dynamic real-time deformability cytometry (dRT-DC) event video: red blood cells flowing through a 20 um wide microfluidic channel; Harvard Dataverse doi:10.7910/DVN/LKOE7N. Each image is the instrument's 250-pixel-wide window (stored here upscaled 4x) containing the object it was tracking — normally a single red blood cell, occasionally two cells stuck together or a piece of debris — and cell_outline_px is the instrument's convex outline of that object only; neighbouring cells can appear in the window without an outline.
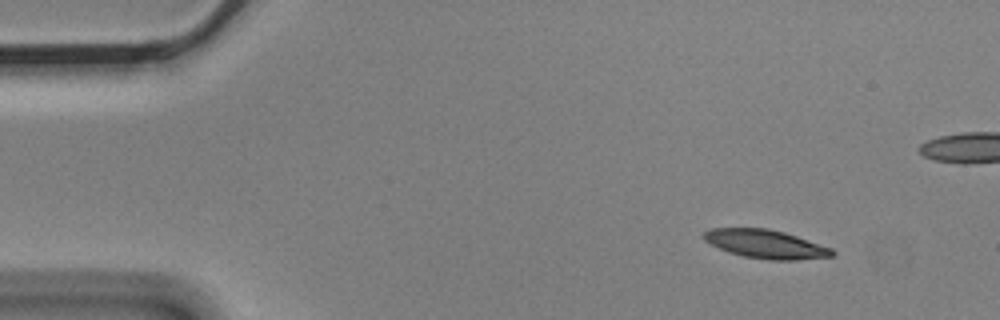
{"species": "Egyptian fruit bat (a non-hibernating species)", "species_latin": "Rousettus aegyptiacus", "temperature_condition": "cold", "stored_images_in_passage": 4, "camera_frame_rate_fps": 3000, "um_per_image_px": 0.085, "animal": {"sex": "male"}, "frame": {"image": 1, "passage_image": 1, "time_ms": 0.0, "image_size_px": [1000, 320], "cell_outline_px": [[836, 252], [832, 256], [796, 260], [768, 260], [744, 256], [728, 252], [704, 240], [704, 232], [712, 228], [768, 228], [784, 232], [832, 248]], "centroid_in_image_um": [65.1, 20.75], "position_along_channel_um": 19.9, "area_um2": 21.21}}